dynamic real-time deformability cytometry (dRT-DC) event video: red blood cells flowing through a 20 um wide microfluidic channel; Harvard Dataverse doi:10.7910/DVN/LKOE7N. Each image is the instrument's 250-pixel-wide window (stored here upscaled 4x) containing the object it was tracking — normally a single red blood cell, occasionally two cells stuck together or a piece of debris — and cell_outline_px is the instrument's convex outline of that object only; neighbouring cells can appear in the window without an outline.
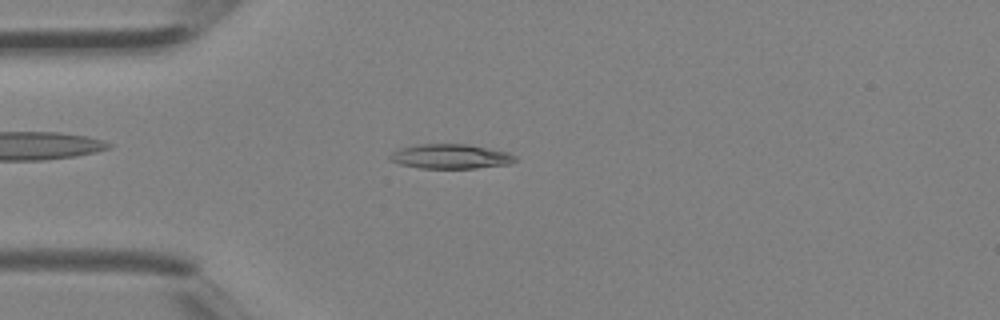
{"species": "Egyptian fruit bat (a non-hibernating species)", "species_latin": "Rousettus aegyptiacus", "temperature_condition": "room temperature", "stored_images_in_passage": 4, "camera_frame_rate_fps": 3000, "um_per_image_px": 0.085, "animal": {"sex": "female"}, "frame": {"image": 1, "passage_image": 4, "time_ms": 1.0, "image_size_px": [1000, 320], "cell_outline_px": [[516, 160], [508, 164], [476, 168], [420, 168], [400, 164], [392, 160], [388, 156], [392, 152], [400, 148], [416, 144], [468, 144], [508, 152], [516, 156]], "centroid_in_image_um": [38.29, 13.29], "position_along_channel_um": 46.7, "area_um2": 17.86}}